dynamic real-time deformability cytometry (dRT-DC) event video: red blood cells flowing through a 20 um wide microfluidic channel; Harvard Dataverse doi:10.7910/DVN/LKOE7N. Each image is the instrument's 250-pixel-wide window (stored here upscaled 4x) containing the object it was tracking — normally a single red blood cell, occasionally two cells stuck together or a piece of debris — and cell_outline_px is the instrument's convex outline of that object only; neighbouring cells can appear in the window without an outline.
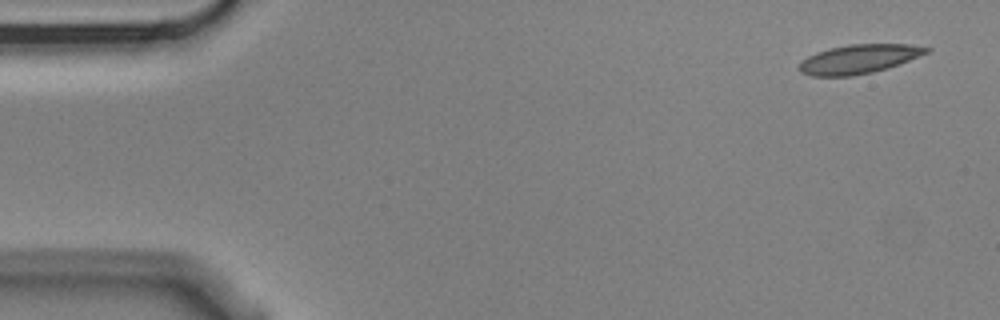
{"species": "Egyptian fruit bat (a non-hibernating species)", "species_latin": "Rousettus aegyptiacus", "temperature_condition": "cold", "stored_images_in_passage": 7, "camera_frame_rate_fps": 3000, "um_per_image_px": 0.085, "animal": {"sex": "male"}, "frame": {"image": 1, "passage_image": 1, "time_ms": 0.0, "image_size_px": [1000, 320], "cell_outline_px": [[932, 48], [928, 52], [900, 64], [888, 68], [872, 72], [852, 76], [812, 76], [800, 72], [796, 68], [800, 60], [816, 52], [828, 48], [848, 44], [908, 44]], "centroid_in_image_um": [72.94, 5.02], "position_along_channel_um": 12.1, "area_um2": 21.73}}
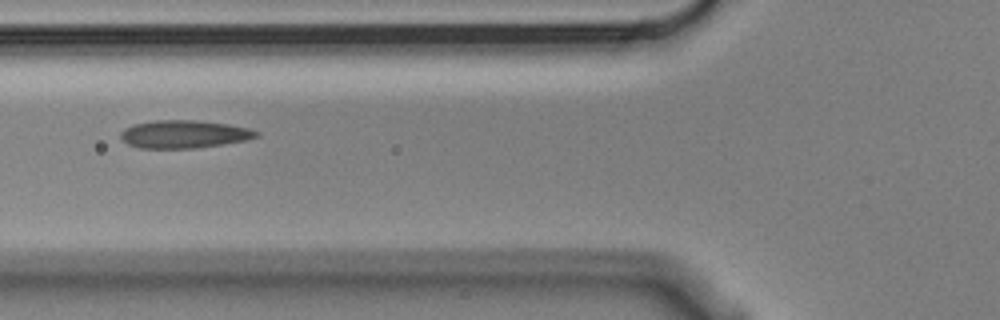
{"frame": {"image": 2, "passage_image": 6, "time_ms": 1.667, "image_size_px": [1000, 320], "cell_outline_px": [[260, 136], [248, 140], [196, 148], [140, 148], [128, 144], [120, 140], [120, 132], [124, 128], [132, 124], [156, 120], [192, 120], [228, 124], [248, 128], [260, 132]], "centroid_in_image_um": [15.62, 11.4], "position_along_channel_um": 110.2, "area_um2": 22.2}}
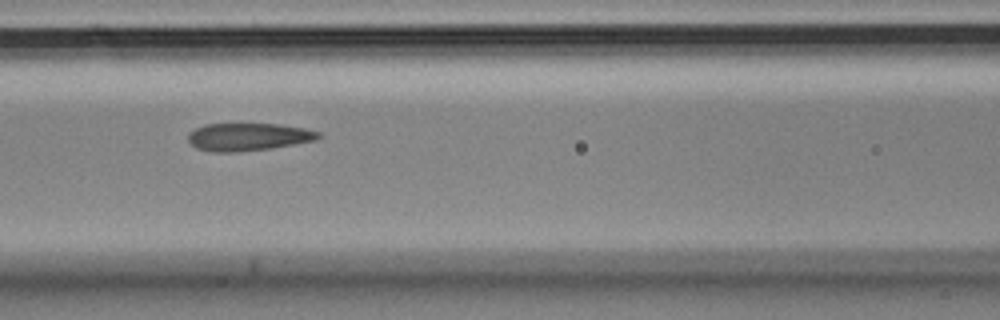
{"frame": {"image": 3, "passage_image": 7, "time_ms": 2.0, "image_size_px": [1000, 320], "cell_outline_px": [[320, 136], [316, 140], [272, 148], [236, 152], [212, 152], [196, 148], [188, 140], [188, 132], [204, 124], [280, 124], [304, 128], [320, 132]], "centroid_in_image_um": [21.08, 11.63], "position_along_channel_um": 145.5, "area_um2": 21.04}}